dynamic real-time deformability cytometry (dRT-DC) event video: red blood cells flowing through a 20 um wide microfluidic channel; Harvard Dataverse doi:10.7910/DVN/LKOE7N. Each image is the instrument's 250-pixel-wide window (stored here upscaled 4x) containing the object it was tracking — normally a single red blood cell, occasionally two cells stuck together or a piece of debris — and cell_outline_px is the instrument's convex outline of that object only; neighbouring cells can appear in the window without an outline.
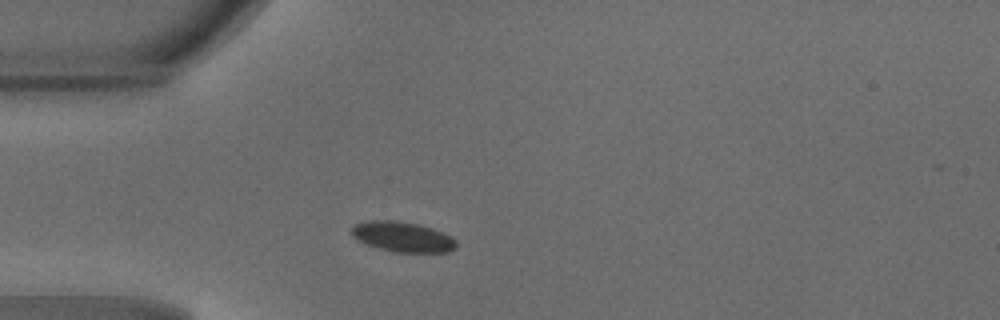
{"species": "common noctule bat (a hibernating species)", "species_latin": "Nyctalus noctula", "temperature_condition": "warm", "stored_images_in_passage": 36, "camera_frame_rate_fps": 3000, "um_per_image_px": 0.085, "animal": {"sex": "male", "body_mass_g": 18.8}, "frame": {"image": 1, "passage_image": 1, "time_ms": 0.0, "image_size_px": [1000, 320], "cell_outline_px": [[456, 248], [448, 252], [392, 252], [364, 244], [352, 236], [352, 228], [356, 224], [368, 220], [392, 220], [416, 224], [432, 228], [456, 240]], "centroid_in_image_um": [34.19, 20.14], "position_along_channel_um": 50.8, "area_um2": 18.26}}
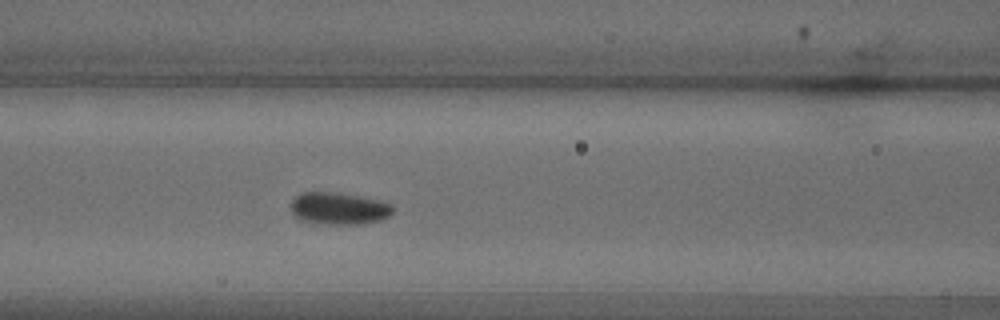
{"frame": {"image": 2, "passage_image": 8, "time_ms": 2.333, "image_size_px": [1000, 320], "cell_outline_px": [[392, 212], [388, 216], [380, 220], [356, 224], [324, 224], [300, 220], [292, 212], [292, 200], [300, 192], [336, 192], [380, 200], [392, 204]], "centroid_in_image_um": [28.79, 17.71], "position_along_channel_um": 137.8, "area_um2": 18.96}}
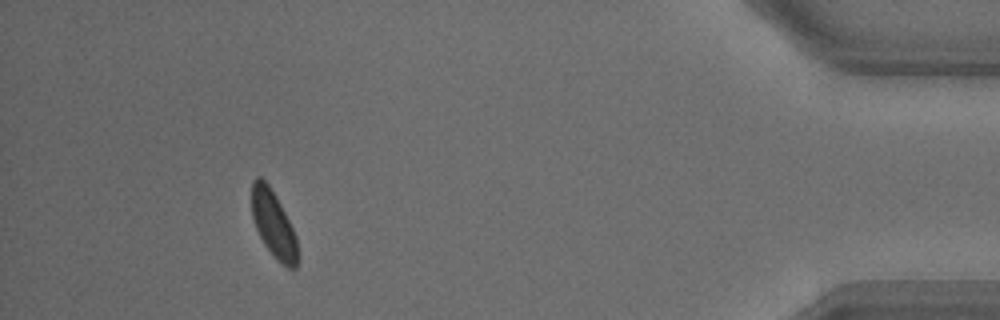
{"frame": {"image": 3, "passage_image": 32, "time_ms": 10.333, "image_size_px": [1000, 320], "cell_outline_px": [[300, 256], [296, 268], [288, 268], [276, 260], [264, 244], [256, 228], [252, 216], [252, 180], [256, 176], [260, 176], [268, 184], [276, 196], [296, 236]], "centroid_in_image_um": [23.26, 19.09], "position_along_channel_um": 411.9, "area_um2": 17.92}, "authors_computed_cell_mechanics": {"area_um2": 18.496, "velocity_mm_per_s": 4.1724, "shape_relaxation_time_tau1_ms": 2.7887, "shape_relaxation_time_tau2_ms": null, "deformation_change_tau1": 0.0803, "deformation_change_tau2": null}}